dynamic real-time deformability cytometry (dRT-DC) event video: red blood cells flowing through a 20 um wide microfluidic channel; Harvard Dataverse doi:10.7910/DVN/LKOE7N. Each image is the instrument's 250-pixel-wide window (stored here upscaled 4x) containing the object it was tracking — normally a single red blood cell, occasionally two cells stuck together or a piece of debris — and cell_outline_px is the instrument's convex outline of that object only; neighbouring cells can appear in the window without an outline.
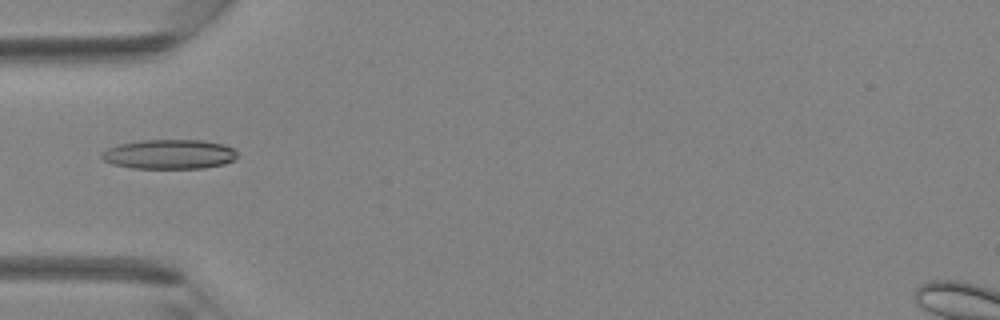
{"species": "Egyptian fruit bat (a non-hibernating species)", "species_latin": "Rousettus aegyptiacus", "temperature_condition": "room temperature", "stored_images_in_passage": 19, "camera_frame_rate_fps": 3000, "um_per_image_px": 0.085, "animal": {"sex": "female"}, "frame": {"image": 1, "passage_image": 10, "time_ms": 3.0, "image_size_px": [1000, 320], "cell_outline_px": [[240, 156], [224, 164], [204, 168], [132, 168], [112, 164], [104, 160], [100, 156], [100, 152], [108, 148], [120, 144], [144, 140], [200, 140], [224, 144], [232, 148]], "centroid_in_image_um": [14.39, 13.11], "position_along_channel_um": 70.6, "area_um2": 23.35}}
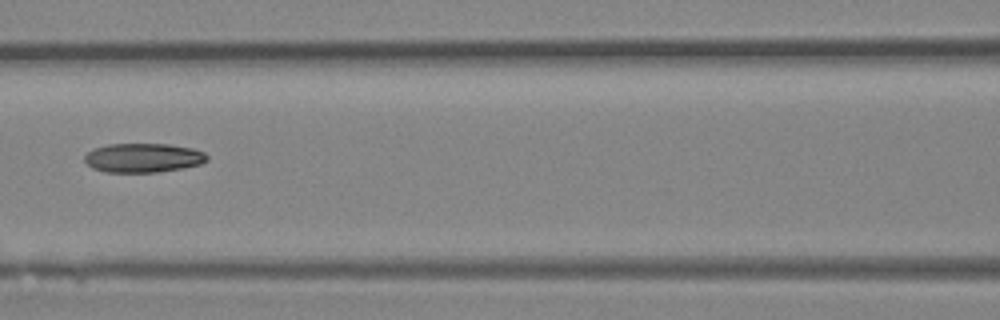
{"frame": {"image": 2, "passage_image": 15, "time_ms": 4.667, "image_size_px": [1000, 320], "cell_outline_px": [[208, 160], [200, 164], [184, 168], [156, 172], [104, 172], [92, 168], [84, 160], [84, 156], [88, 152], [96, 148], [108, 144], [168, 144], [192, 148], [204, 152], [208, 156]], "centroid_in_image_um": [12.18, 13.42], "position_along_channel_um": 154.4, "area_um2": 20.81}}
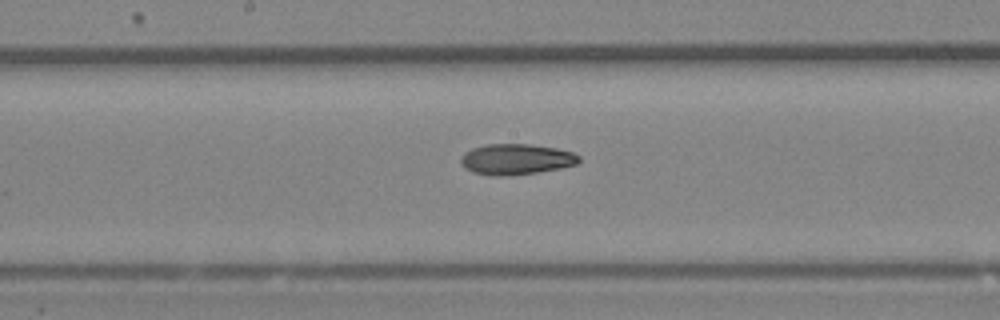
{"frame": {"image": 3, "passage_image": 18, "time_ms": 5.667, "image_size_px": [1000, 320], "cell_outline_px": [[580, 160], [576, 164], [560, 168], [536, 172], [504, 176], [492, 176], [472, 172], [464, 168], [460, 164], [460, 156], [464, 152], [472, 148], [488, 144], [528, 144], [556, 148], [572, 152], [580, 156]], "centroid_in_image_um": [43.82, 13.54], "position_along_channel_um": 204.4, "area_um2": 21.21}}